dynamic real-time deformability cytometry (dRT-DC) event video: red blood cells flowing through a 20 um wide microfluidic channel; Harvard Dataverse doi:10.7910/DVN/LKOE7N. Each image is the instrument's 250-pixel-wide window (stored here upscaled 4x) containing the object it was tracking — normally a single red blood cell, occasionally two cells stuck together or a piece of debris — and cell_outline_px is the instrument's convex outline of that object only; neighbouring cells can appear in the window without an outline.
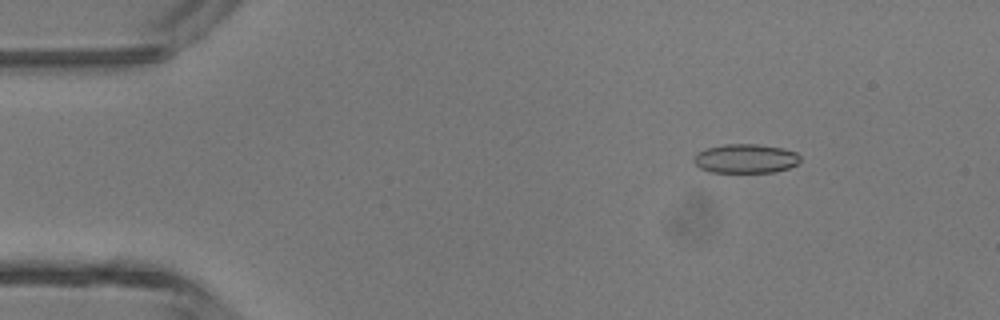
{"species": "common noctule bat (a hibernating species)", "species_latin": "Nyctalus noctula", "temperature_condition": "room temperature", "stored_images_in_passage": 2, "camera_frame_rate_fps": 3000, "um_per_image_px": 0.085, "animal": {"sex": "male", "body_mass_g": 13.3}, "frame": {"image": 1, "passage_image": 1, "time_ms": 0.0, "image_size_px": [1000, 320], "cell_outline_px": [[800, 160], [796, 164], [788, 168], [776, 172], [712, 172], [700, 168], [692, 160], [704, 148], [724, 144], [756, 144], [784, 148], [796, 152], [800, 156]], "centroid_in_image_um": [63.39, 13.47], "position_along_channel_um": 21.6, "area_um2": 18.03}}